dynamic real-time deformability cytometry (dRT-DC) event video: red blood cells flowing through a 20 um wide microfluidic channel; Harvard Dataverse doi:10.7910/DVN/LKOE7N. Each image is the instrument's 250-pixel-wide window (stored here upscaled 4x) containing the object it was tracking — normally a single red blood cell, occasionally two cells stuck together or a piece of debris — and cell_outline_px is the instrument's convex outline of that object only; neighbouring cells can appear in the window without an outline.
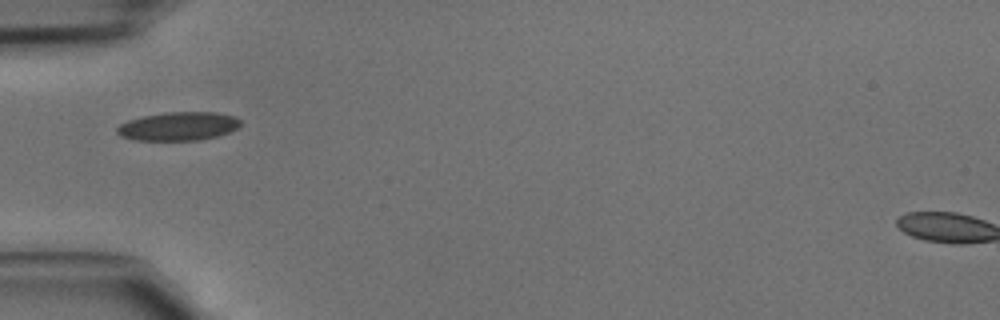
{"species": "common noctule bat (a hibernating species)", "species_latin": "Nyctalus noctula", "temperature_condition": "cold", "stored_images_in_passage": 32, "camera_frame_rate_fps": 3000, "um_per_image_px": 0.085, "animal": {"sex": "male", "body_mass_g": 15.6}, "frame": {"image": 1, "passage_image": 1, "time_ms": 0.0, "image_size_px": [1000, 320], "cell_outline_px": [[240, 124], [236, 128], [228, 132], [216, 136], [200, 140], [136, 140], [120, 136], [116, 132], [116, 128], [120, 124], [128, 120], [144, 116], [168, 112], [216, 112], [236, 116], [240, 120]], "centroid_in_image_um": [15.15, 10.73], "position_along_channel_um": 69.8, "area_um2": 20.46}}
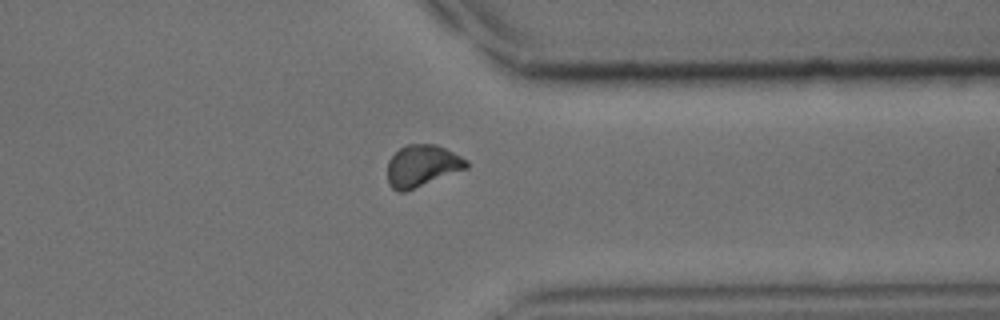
{"frame": {"image": 2, "passage_image": 22, "time_ms": 7.0, "image_size_px": [1000, 320], "cell_outline_px": [[468, 168], [404, 192], [400, 192], [392, 188], [388, 184], [388, 160], [400, 148], [408, 144], [436, 144], [468, 160]], "centroid_in_image_um": [35.87, 14.09], "position_along_channel_um": 375.5, "area_um2": 19.07}}
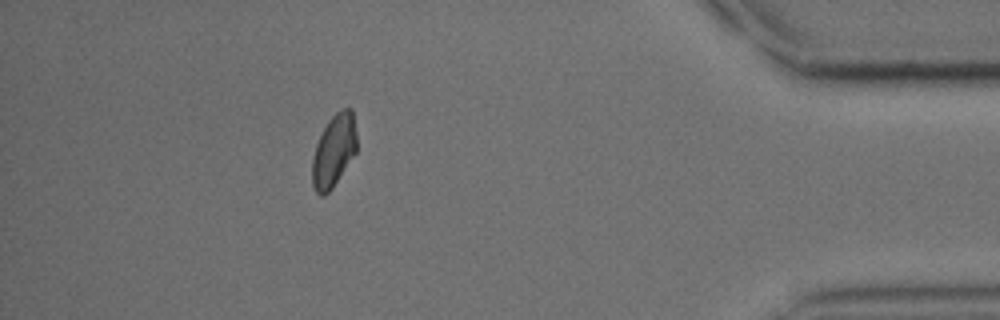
{"frame": {"image": 3, "passage_image": 27, "time_ms": 8.667, "image_size_px": [1000, 320], "cell_outline_px": [[356, 152], [332, 188], [324, 196], [320, 196], [316, 192], [312, 184], [312, 160], [316, 144], [328, 120], [340, 108], [352, 108], [356, 132]], "centroid_in_image_um": [28.37, 12.8], "position_along_channel_um": 406.8, "area_um2": 18.73}}